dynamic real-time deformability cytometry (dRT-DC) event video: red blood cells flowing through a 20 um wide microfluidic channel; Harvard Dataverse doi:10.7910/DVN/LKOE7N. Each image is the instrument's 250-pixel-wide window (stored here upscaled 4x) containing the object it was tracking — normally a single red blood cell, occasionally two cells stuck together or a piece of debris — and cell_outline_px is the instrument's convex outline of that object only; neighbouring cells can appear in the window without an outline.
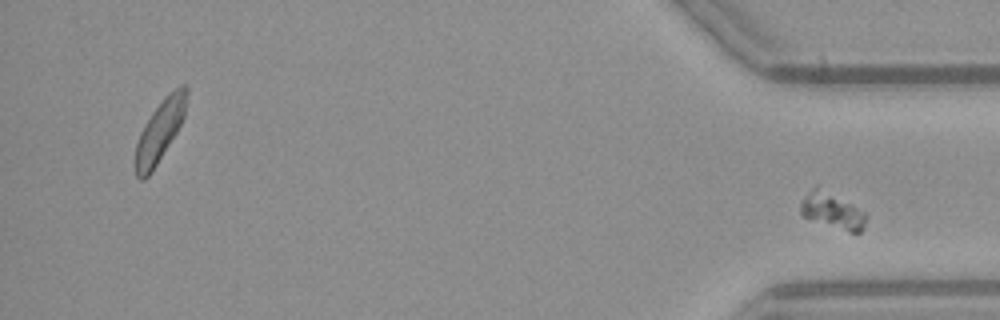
{"species": "common noctule bat (a hibernating species)", "species_latin": "Nyctalus noctula", "temperature_condition": "warm", "stored_images_in_passage": 34, "segment_of_instrument_passage": [2, 2], "camera_frame_rate_fps": 3000, "um_per_image_px": 0.085, "animal": {"sex": "female", "body_mass_g": 21.9}, "frame": {"image": 1, "passage_image": 34, "time_ms": 11.0, "image_size_px": [1000, 320], "cell_outline_px": [[868, 216], [864, 228], [860, 232], [848, 232], [804, 216], [800, 212], [800, 204], [804, 196], [816, 184], [852, 204], [864, 212]], "centroid_in_image_um": [70.76, 17.89], "position_along_channel_um": 364.4, "area_um2": 13.64}}